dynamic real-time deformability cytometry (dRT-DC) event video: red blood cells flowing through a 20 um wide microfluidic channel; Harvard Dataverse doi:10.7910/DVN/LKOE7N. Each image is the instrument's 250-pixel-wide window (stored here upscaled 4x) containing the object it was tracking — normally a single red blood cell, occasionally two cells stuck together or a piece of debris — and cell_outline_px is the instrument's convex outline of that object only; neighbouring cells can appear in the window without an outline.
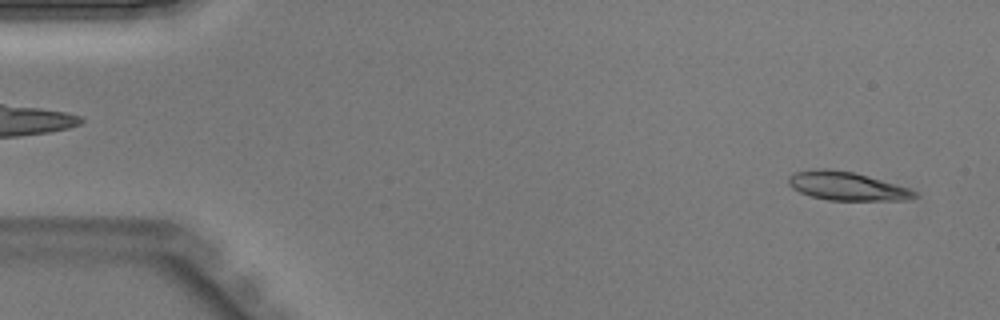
{"species": "Egyptian fruit bat (a non-hibernating species)", "species_latin": "Rousettus aegyptiacus", "temperature_condition": "warm", "stored_images_in_passage": 43, "camera_frame_rate_fps": 3000, "um_per_image_px": 0.085, "animal": {"sex": "male"}, "frame": {"image": 1, "passage_image": 2, "time_ms": 0.333, "image_size_px": [1000, 320], "cell_outline_px": [[920, 196], [908, 200], [828, 200], [812, 196], [800, 192], [792, 188], [788, 184], [788, 176], [792, 172], [820, 168], [828, 168], [856, 172], [908, 188], [916, 192]], "centroid_in_image_um": [71.96, 15.81], "position_along_channel_um": 13.0, "area_um2": 21.1}}
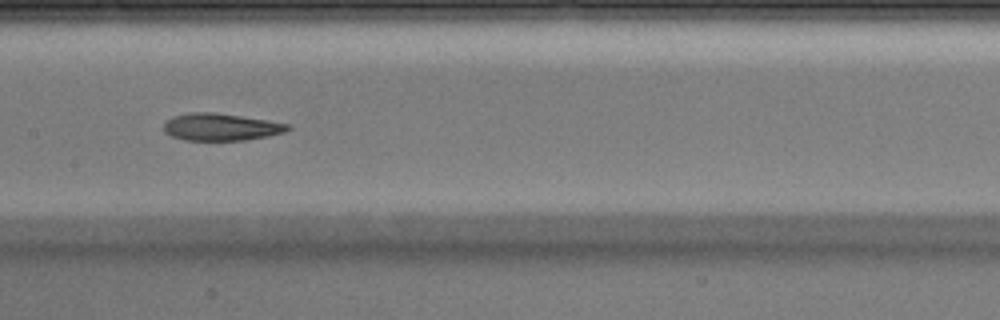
{"frame": {"image": 2, "passage_image": 21, "time_ms": 6.667, "image_size_px": [1000, 320], "cell_outline_px": [[292, 128], [284, 132], [268, 136], [244, 140], [184, 140], [172, 136], [164, 132], [164, 120], [172, 116], [188, 112], [212, 112], [240, 116], [288, 124]], "centroid_in_image_um": [18.71, 10.79], "position_along_channel_um": 188.7, "area_um2": 19.59}}
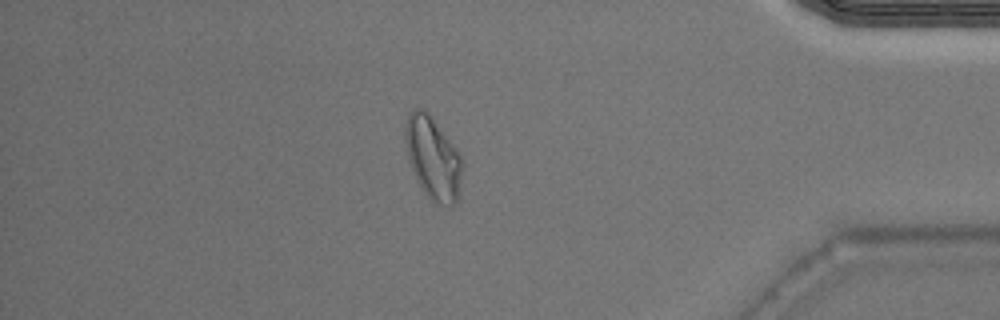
{"frame": {"image": 3, "passage_image": 37, "time_ms": 12.0, "image_size_px": [1000, 320], "cell_outline_px": [[464, 168], [460, 196], [456, 204], [452, 208], [428, 200], [412, 168], [408, 156], [404, 140], [404, 128], [408, 116], [412, 108], [420, 108], [428, 112], [452, 144], [460, 156], [464, 164]], "centroid_in_image_um": [36.84, 13.5], "position_along_channel_um": 398.4, "area_um2": 27.74}}